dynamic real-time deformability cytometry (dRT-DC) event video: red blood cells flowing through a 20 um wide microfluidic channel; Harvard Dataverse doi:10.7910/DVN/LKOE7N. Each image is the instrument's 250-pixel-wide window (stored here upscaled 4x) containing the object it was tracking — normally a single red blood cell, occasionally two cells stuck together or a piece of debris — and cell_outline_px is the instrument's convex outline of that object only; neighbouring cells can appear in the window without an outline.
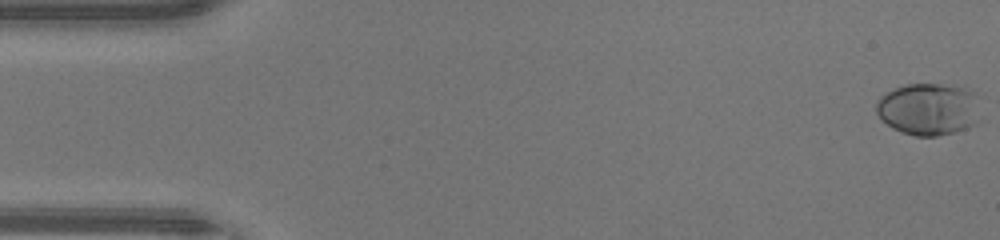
{"species": "human", "species_latin": "Homo sapiens", "temperature_condition": "warm", "stored_images_in_passage": 47, "camera_frame_rate_fps": 3000, "um_per_image_px": 0.085, "donor": {"sex": "male"}, "frame": {"image": 1, "passage_image": 1, "time_ms": 0.0, "image_size_px": [1000, 240], "cell_outline_px": [[976, 124], [968, 128], [956, 132], [936, 136], [916, 136], [892, 128], [876, 112], [876, 104], [880, 96], [904, 84], [964, 84], [976, 92]], "centroid_in_image_um": [78.95, 9.24], "position_along_channel_um": 6.0, "area_um2": 31.79}}
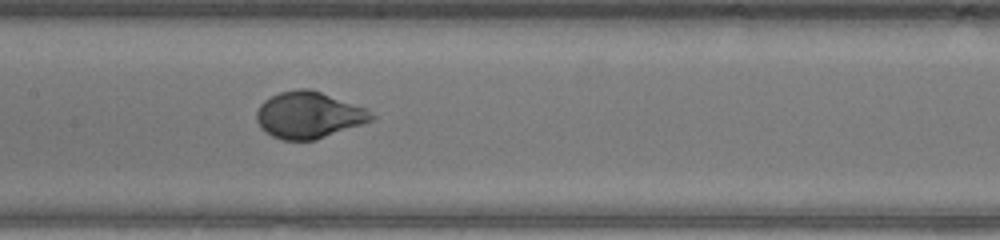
{"frame": {"image": 2, "passage_image": 23, "time_ms": 7.333, "image_size_px": [1000, 240], "cell_outline_px": [[376, 116], [372, 120], [316, 140], [284, 140], [272, 136], [260, 128], [256, 120], [256, 112], [260, 104], [264, 100], [280, 92], [300, 88], [308, 88], [320, 92], [364, 108]], "centroid_in_image_um": [26.19, 9.79], "position_along_channel_um": 181.2, "area_um2": 30.81}}
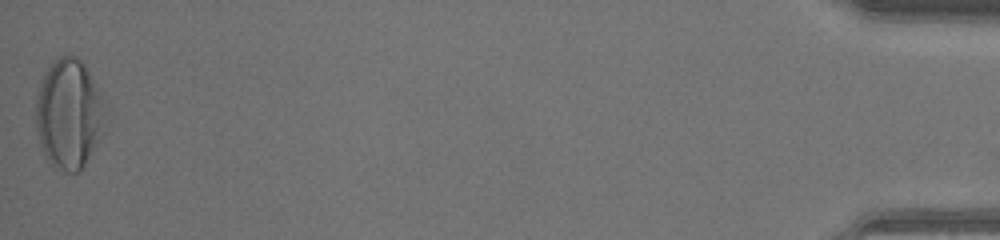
{"frame": {"image": 3, "passage_image": 47, "time_ms": 15.333, "image_size_px": [1000, 240], "cell_outline_px": [[112, 120], [80, 172], [64, 172], [52, 164], [44, 152], [40, 144], [36, 128], [36, 100], [40, 84], [52, 60], [60, 56], [76, 56], [84, 64], [108, 104]], "centroid_in_image_um": [5.96, 9.69], "position_along_channel_um": 429.2, "area_um2": 45.55}, "authors_computed_cell_mechanics": {"area_um2": 31.1542, "velocity_mm_per_s": 4.4523, "shape_relaxation_time_tau1_ms": 3.3615, "shape_relaxation_time_tau2_ms": null, "deformation_change_tau1": 0.2237, "deformation_change_tau2": null}}